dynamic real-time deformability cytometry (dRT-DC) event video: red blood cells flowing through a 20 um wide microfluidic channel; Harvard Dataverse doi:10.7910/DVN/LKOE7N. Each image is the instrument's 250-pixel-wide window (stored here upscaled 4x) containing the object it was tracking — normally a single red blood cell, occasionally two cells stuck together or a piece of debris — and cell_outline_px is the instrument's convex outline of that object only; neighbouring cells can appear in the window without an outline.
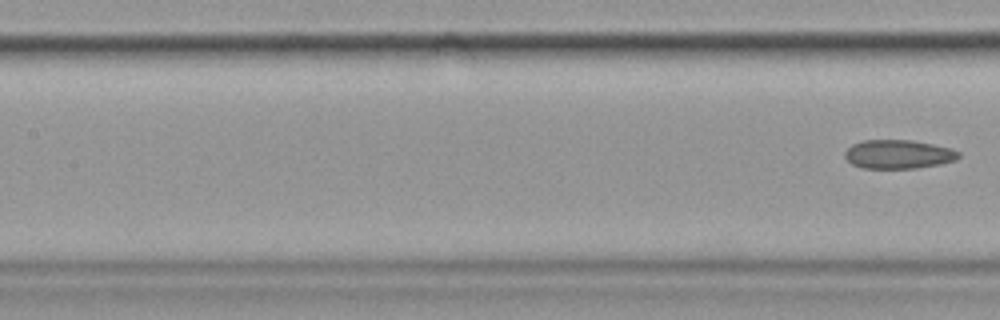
{"species": "common noctule bat (a hibernating species)", "species_latin": "Nyctalus noctula", "temperature_condition": "cold", "stored_images_in_passage": 9, "segment_of_instrument_passage": [2, 2], "camera_frame_rate_fps": 3000, "um_per_image_px": 0.085, "animal": {"sex": "female", "body_mass_g": 19.9}, "frame": {"image": 1, "passage_image": 9, "time_ms": 10.333, "image_size_px": [1000, 320], "cell_outline_px": [[960, 156], [956, 160], [940, 164], [916, 168], [864, 168], [852, 164], [844, 156], [844, 152], [852, 144], [864, 140], [912, 140], [952, 148], [960, 152]], "centroid_in_image_um": [76.38, 13.11], "position_along_channel_um": 131.0, "area_um2": 19.13}}